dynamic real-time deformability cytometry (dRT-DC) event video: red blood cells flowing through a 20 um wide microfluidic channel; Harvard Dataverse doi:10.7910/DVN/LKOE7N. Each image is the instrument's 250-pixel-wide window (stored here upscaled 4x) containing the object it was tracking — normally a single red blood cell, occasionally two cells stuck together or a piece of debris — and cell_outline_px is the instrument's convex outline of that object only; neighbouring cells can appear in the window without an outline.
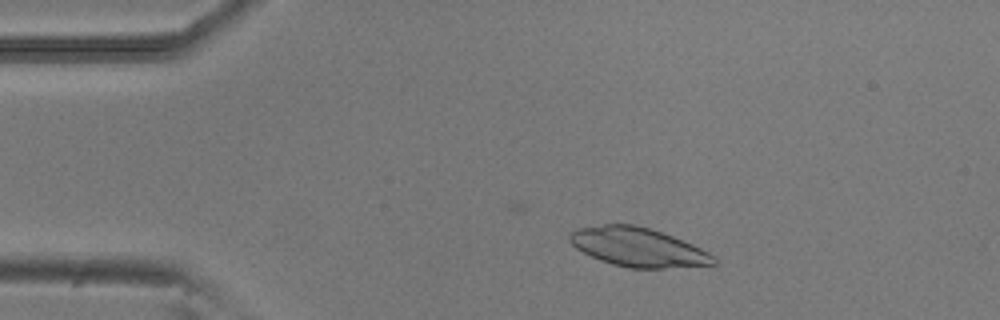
{"species": "common noctule bat (a hibernating species)", "species_latin": "Nyctalus noctula", "temperature_condition": "room temperature", "stored_images_in_passage": 3, "camera_frame_rate_fps": 3000, "um_per_image_px": 0.085, "animal": {"sex": "male", "body_mass_g": 20.5, "forearm_length_mm": 52.5}, "frame": {"image": 1, "passage_image": 2, "time_ms": 0.333, "image_size_px": [1000, 320], "cell_outline_px": [[720, 260], [716, 264], [664, 268], [628, 268], [612, 264], [600, 260], [576, 248], [568, 240], [568, 232], [576, 228], [604, 224], [632, 224], [648, 228], [672, 236], [692, 244], [716, 256]], "centroid_in_image_um": [54.22, 21.01], "position_along_channel_um": 30.8, "area_um2": 32.66}}